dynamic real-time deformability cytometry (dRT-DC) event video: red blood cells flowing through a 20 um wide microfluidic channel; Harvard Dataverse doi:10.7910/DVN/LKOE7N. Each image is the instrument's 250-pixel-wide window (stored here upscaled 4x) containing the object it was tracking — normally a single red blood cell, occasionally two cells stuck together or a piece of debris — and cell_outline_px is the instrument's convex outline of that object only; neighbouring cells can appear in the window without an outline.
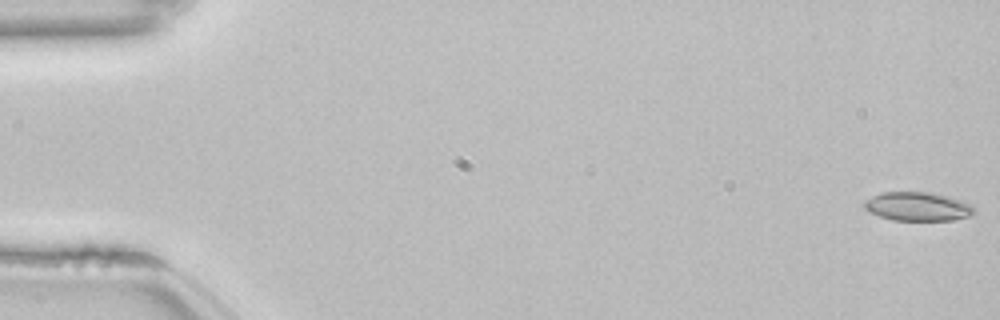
{"species": "common noctule bat (a hibernating species)", "species_latin": "Nyctalus noctula", "temperature_condition": "room temperature", "stored_images_in_passage": 15, "camera_frame_rate_fps": 3000, "um_per_image_px": 0.085, "animal": {"sex": "female", "body_mass_g": 22.7, "forearm_length_mm": 54.2}, "frame": {"image": 1, "passage_image": 1, "time_ms": 0.0, "image_size_px": [1000, 320], "cell_outline_px": [[976, 212], [968, 216], [952, 220], [892, 220], [868, 212], [864, 208], [864, 200], [872, 196], [884, 192], [928, 192], [960, 200], [972, 204]], "centroid_in_image_um": [77.98, 17.56], "position_along_channel_um": 7.0, "area_um2": 18.32}}